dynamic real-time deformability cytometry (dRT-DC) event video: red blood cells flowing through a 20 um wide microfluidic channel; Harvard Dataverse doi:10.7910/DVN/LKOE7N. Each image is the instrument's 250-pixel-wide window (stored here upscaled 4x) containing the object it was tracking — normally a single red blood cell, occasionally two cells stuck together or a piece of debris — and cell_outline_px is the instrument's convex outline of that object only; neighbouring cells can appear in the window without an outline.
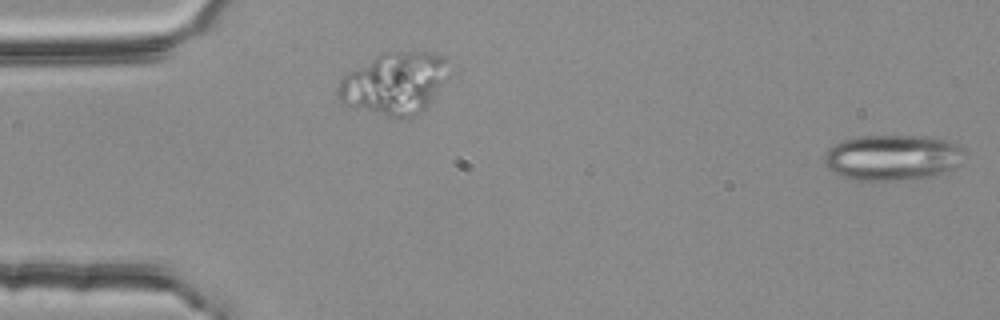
{"species": "common noctule bat (a hibernating species)", "species_latin": "Nyctalus noctula", "temperature_condition": "room temperature", "stored_images_in_passage": 53, "camera_frame_rate_fps": 3000, "um_per_image_px": 0.085, "animal": {"sex": "female", "body_mass_g": 25.1}, "frame": {"image": 1, "passage_image": 1, "time_ms": 0.0, "image_size_px": [1000, 320], "cell_outline_px": [[960, 164], [956, 168], [932, 176], [888, 180], [856, 180], [832, 172], [824, 164], [824, 152], [828, 148], [844, 140], [860, 136], [928, 136], [960, 144]], "centroid_in_image_um": [75.82, 13.38], "position_along_channel_um": 9.2, "area_um2": 36.93}}
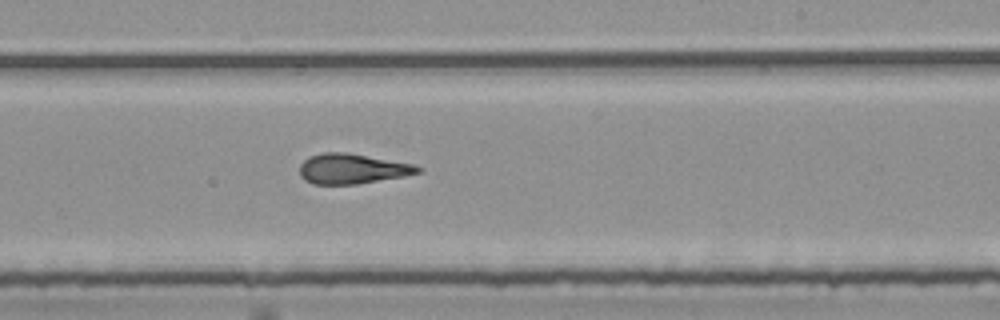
{"frame": {"image": 2, "passage_image": 32, "time_ms": 10.333, "image_size_px": [1000, 320], "cell_outline_px": [[424, 168], [420, 172], [404, 176], [356, 184], [312, 184], [304, 180], [300, 176], [300, 164], [308, 156], [324, 152], [344, 152], [412, 164]], "centroid_in_image_um": [29.89, 14.35], "position_along_channel_um": 259.1, "area_um2": 20.58}}
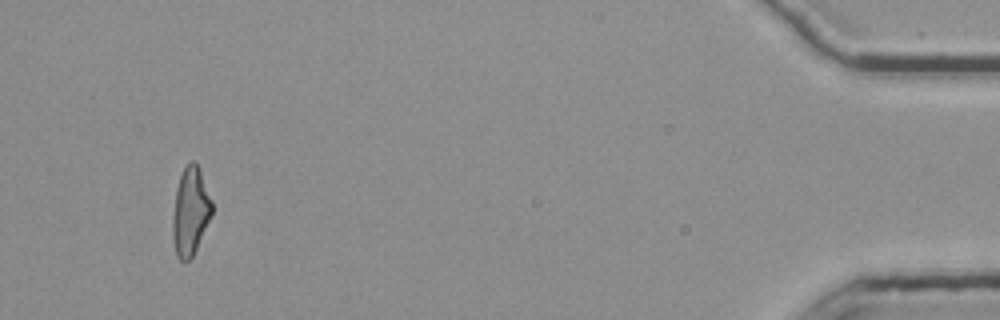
{"frame": {"image": 3, "passage_image": 51, "time_ms": 16.667, "image_size_px": [1000, 320], "cell_outline_px": [[212, 216], [192, 256], [188, 260], [180, 260], [176, 256], [172, 240], [172, 216], [176, 188], [180, 176], [188, 160], [192, 160], [196, 164], [200, 172], [212, 200]], "centroid_in_image_um": [16.16, 17.98], "position_along_channel_um": 419.0, "area_um2": 20.11}, "authors_computed_cell_mechanics": {"area_um2": 21.0392, "velocity_mm_per_s": 3.796, "shape_relaxation_time_tau1_ms": 10.3807, "shape_relaxation_time_tau2_ms": 2.3828, "deformation_change_tau1": 0.2712, "deformation_change_tau2": 0.1369}}